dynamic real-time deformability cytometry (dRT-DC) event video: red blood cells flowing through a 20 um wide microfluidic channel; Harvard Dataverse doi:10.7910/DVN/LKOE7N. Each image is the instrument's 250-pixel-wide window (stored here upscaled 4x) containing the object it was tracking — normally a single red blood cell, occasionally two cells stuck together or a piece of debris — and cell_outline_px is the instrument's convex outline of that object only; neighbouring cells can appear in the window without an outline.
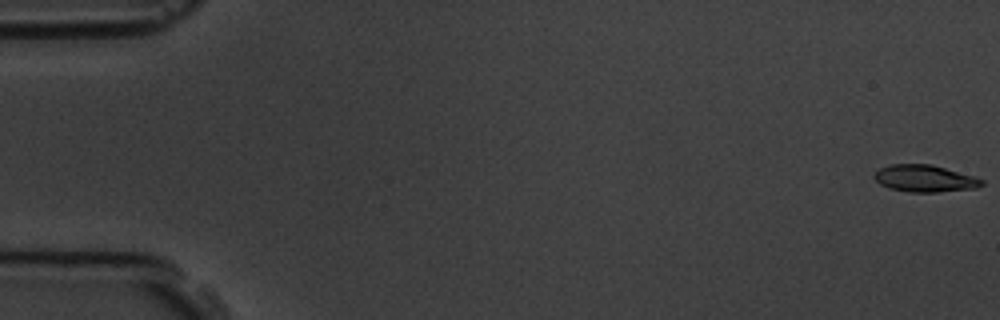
{"species": "common noctule bat (a hibernating species)", "species_latin": "Nyctalus noctula", "temperature_condition": "room temperature", "stored_images_in_passage": 7, "camera_frame_rate_fps": 3000, "um_per_image_px": 0.085, "animal": {"sex": "male", "body_mass_g": 19.5, "forearm_length_mm": 54.6}, "frame": {"image": 1, "passage_image": 1, "time_ms": 0.0, "image_size_px": [1000, 320], "cell_outline_px": [[984, 184], [976, 188], [936, 192], [908, 192], [888, 188], [880, 184], [872, 176], [880, 168], [888, 164], [932, 164], [976, 176], [984, 180]], "centroid_in_image_um": [78.62, 15.16], "position_along_channel_um": 6.4, "area_um2": 17.11}}
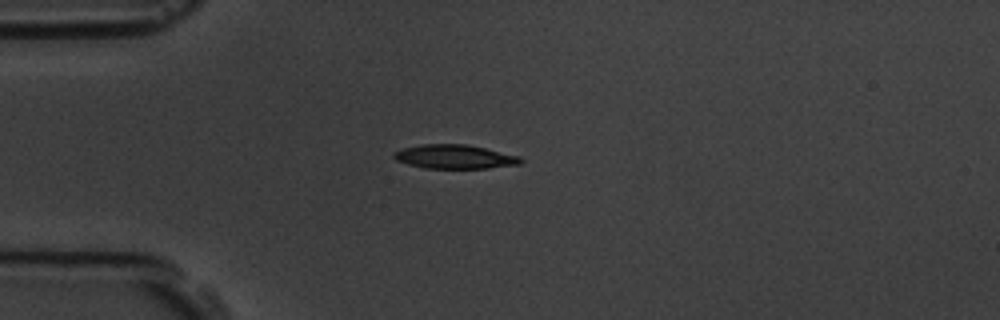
{"frame": {"image": 2, "passage_image": 5, "time_ms": 4.667, "image_size_px": [1000, 320], "cell_outline_px": [[524, 160], [520, 164], [488, 168], [424, 168], [408, 164], [396, 160], [392, 156], [392, 152], [404, 148], [424, 144], [468, 144], [520, 156]], "centroid_in_image_um": [38.65, 13.32], "position_along_channel_um": 46.3, "area_um2": 17.74}}
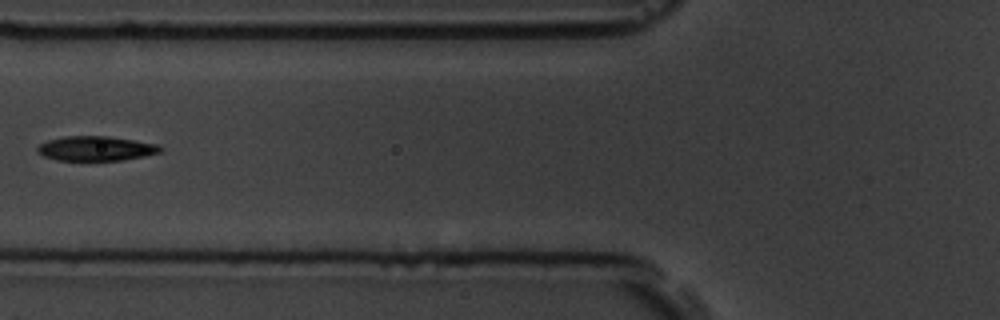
{"frame": {"image": 3, "passage_image": 7, "time_ms": 7.0, "image_size_px": [1000, 320], "cell_outline_px": [[164, 148], [160, 152], [144, 156], [124, 160], [56, 160], [44, 156], [36, 152], [36, 148], [40, 144], [48, 140], [64, 136], [108, 136], [156, 144]], "centroid_in_image_um": [8.13, 12.62], "position_along_channel_um": 117.7, "area_um2": 17.57}}